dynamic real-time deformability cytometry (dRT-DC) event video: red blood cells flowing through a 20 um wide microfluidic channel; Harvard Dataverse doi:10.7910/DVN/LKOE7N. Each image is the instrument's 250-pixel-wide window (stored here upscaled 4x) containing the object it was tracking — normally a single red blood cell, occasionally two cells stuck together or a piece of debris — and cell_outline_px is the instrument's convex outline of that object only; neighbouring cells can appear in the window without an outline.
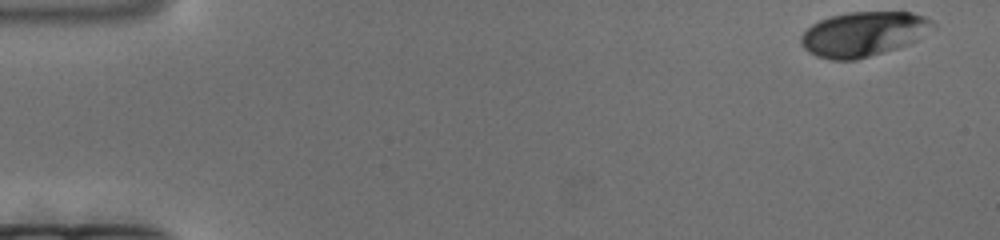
{"species": "human", "species_latin": "Homo sapiens", "temperature_condition": "cold", "stored_images_in_passage": 174, "camera_frame_rate_fps": 3000, "um_per_image_px": 0.085, "donor": {"sex": "female"}, "frame": {"image": 1, "passage_image": 1, "time_ms": 0.0, "image_size_px": [1000, 240], "cell_outline_px": [[936, 28], [916, 40], [908, 44], [896, 48], [856, 60], [832, 60], [816, 56], [808, 52], [800, 44], [800, 36], [812, 24], [820, 20], [832, 16], [848, 12], [912, 12], [924, 16], [932, 20], [936, 24]], "centroid_in_image_um": [73.41, 2.89], "position_along_channel_um": 11.6, "area_um2": 34.45}}
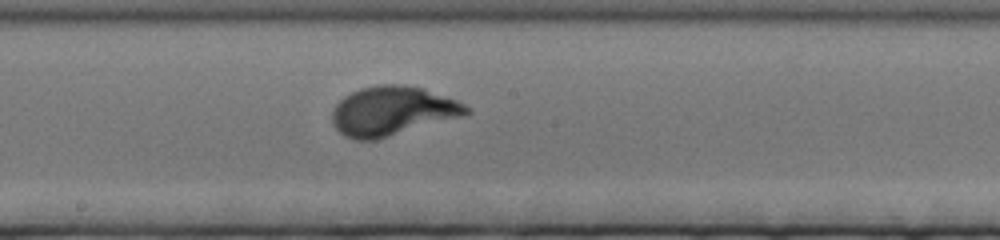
{"frame": {"image": 2, "passage_image": 92, "time_ms": 30.333, "image_size_px": [1000, 240], "cell_outline_px": [[472, 112], [468, 116], [376, 140], [356, 140], [344, 136], [332, 124], [332, 112], [336, 104], [344, 96], [360, 88], [380, 84], [404, 84], [424, 88], [456, 100], [472, 108]], "centroid_in_image_um": [33.41, 9.44], "position_along_channel_um": 214.8, "area_um2": 39.13}}
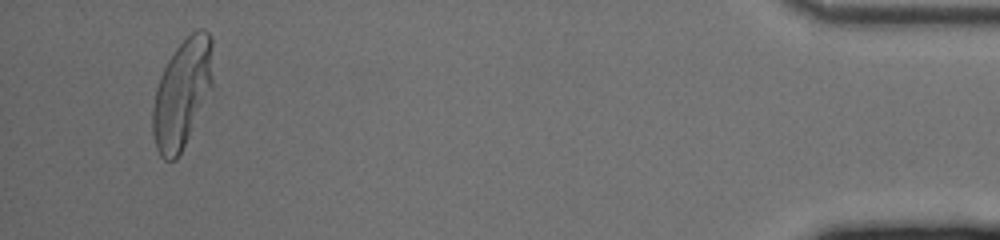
{"frame": {"image": 3, "passage_image": 165, "time_ms": 54.667, "image_size_px": [1000, 240], "cell_outline_px": [[212, 88], [176, 160], [164, 160], [160, 156], [156, 148], [152, 132], [152, 108], [156, 88], [160, 76], [168, 60], [176, 48], [196, 28], [204, 28], [208, 32], [212, 40]], "centroid_in_image_um": [15.47, 7.92], "position_along_channel_um": 419.7, "area_um2": 37.86}}